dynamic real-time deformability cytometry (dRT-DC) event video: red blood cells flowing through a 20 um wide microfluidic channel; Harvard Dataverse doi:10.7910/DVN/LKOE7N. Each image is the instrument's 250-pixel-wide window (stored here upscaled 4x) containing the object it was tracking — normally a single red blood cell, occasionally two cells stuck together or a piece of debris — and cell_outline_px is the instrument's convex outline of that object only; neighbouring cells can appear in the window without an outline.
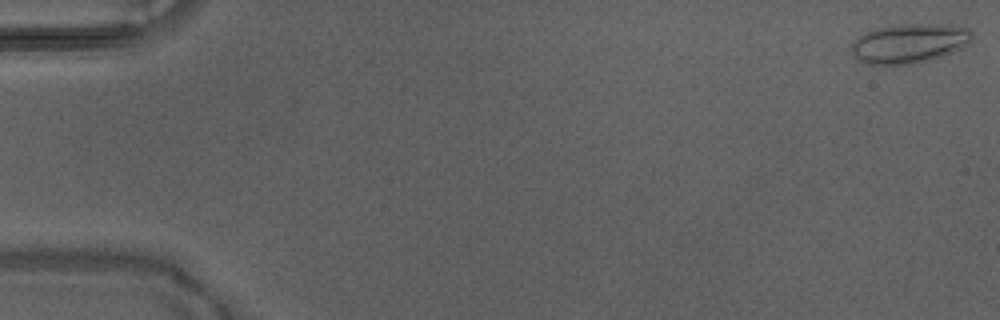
{"species": "Egyptian fruit bat (a non-hibernating species)", "species_latin": "Rousettus aegyptiacus", "temperature_condition": "warm", "stored_images_in_passage": 51, "segment_of_instrument_passage": [1, 2], "camera_frame_rate_fps": 3000, "um_per_image_px": 0.085, "animal": {"sex": "male"}, "frame": {"image": 1, "passage_image": 1, "time_ms": 0.0, "image_size_px": [1000, 320], "cell_outline_px": [[972, 36], [968, 44], [944, 56], [912, 64], [864, 64], [852, 52], [852, 44], [864, 32], [872, 28], [900, 24], [948, 24], [968, 28], [972, 32]], "centroid_in_image_um": [77.3, 3.67], "position_along_channel_um": 7.7, "area_um2": 27.69}}
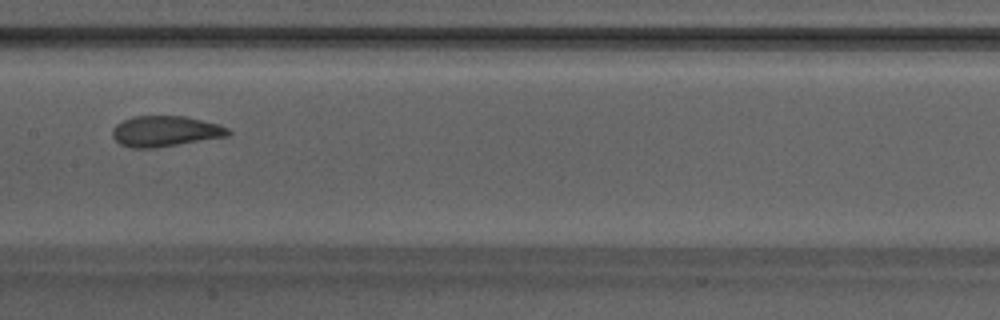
{"frame": {"image": 2, "passage_image": 26, "time_ms": 8.333, "image_size_px": [1000, 320], "cell_outline_px": [[232, 132], [228, 136], [156, 148], [132, 148], [120, 144], [112, 136], [112, 128], [116, 124], [124, 120], [136, 116], [184, 116], [220, 124], [228, 128]], "centroid_in_image_um": [14.06, 11.16], "position_along_channel_um": 193.3, "area_um2": 20.75}}
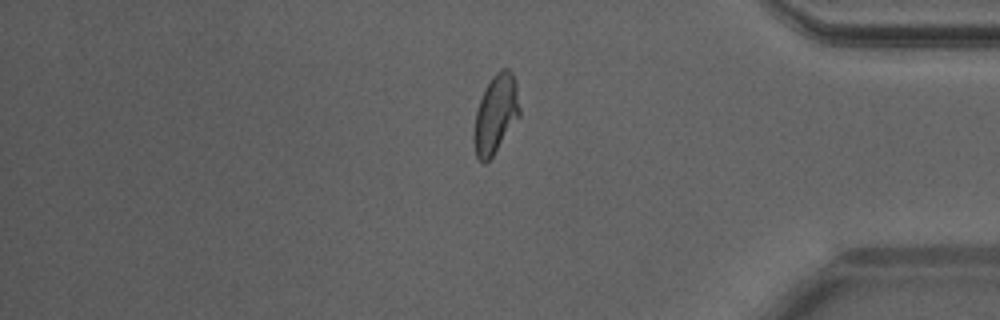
{"frame": {"image": 3, "passage_image": 42, "time_ms": 13.667, "image_size_px": [1000, 320], "cell_outline_px": [[520, 116], [492, 156], [484, 164], [476, 156], [472, 140], [472, 132], [476, 112], [484, 88], [492, 76], [500, 68], [508, 68], [512, 72], [516, 80], [520, 108]], "centroid_in_image_um": [42.12, 9.67], "position_along_channel_um": 393.1, "area_um2": 21.21}}